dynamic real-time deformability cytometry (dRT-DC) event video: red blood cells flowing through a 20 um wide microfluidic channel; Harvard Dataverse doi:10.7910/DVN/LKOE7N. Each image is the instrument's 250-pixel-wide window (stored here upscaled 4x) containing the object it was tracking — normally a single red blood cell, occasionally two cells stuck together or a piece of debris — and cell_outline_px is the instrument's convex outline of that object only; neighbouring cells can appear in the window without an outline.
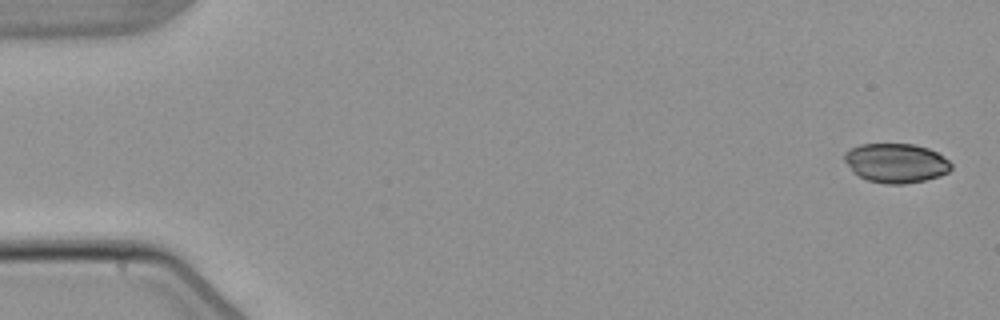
{"species": "common noctule bat (a hibernating species)", "species_latin": "Nyctalus noctula", "temperature_condition": "warm", "stored_images_in_passage": 5, "camera_frame_rate_fps": 3000, "um_per_image_px": 0.085, "animal": {"sex": "male", "body_mass_g": 21.5, "forearm_length_mm": 52.0}, "frame": {"image": 1, "passage_image": 1, "time_ms": 0.0, "image_size_px": [1000, 320], "cell_outline_px": [[952, 168], [948, 172], [940, 176], [924, 180], [904, 184], [888, 184], [868, 180], [852, 172], [844, 160], [844, 152], [860, 144], [912, 144], [928, 148], [936, 152], [948, 160], [952, 164]], "centroid_in_image_um": [76.15, 13.86], "position_along_channel_um": 8.8, "area_um2": 24.39}}
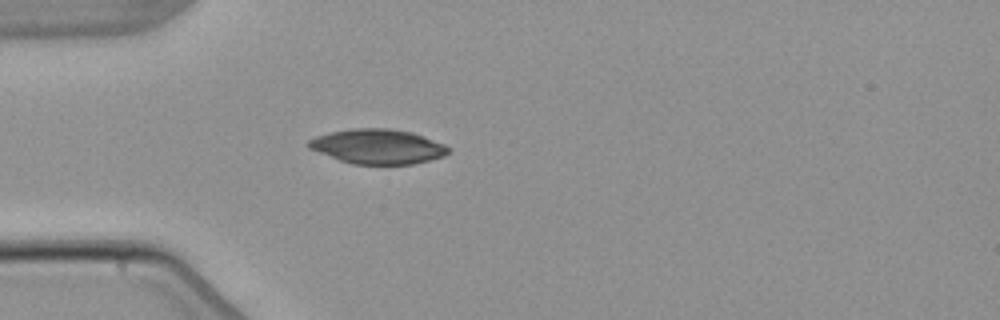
{"frame": {"image": 2, "passage_image": 5, "time_ms": 4.667, "image_size_px": [1000, 320], "cell_outline_px": [[452, 148], [444, 156], [412, 164], [352, 164], [340, 160], [308, 148], [304, 144], [308, 140], [316, 136], [328, 132], [352, 128], [388, 128], [412, 132], [424, 136], [444, 144]], "centroid_in_image_um": [32.08, 12.44], "position_along_channel_um": 52.9, "area_um2": 28.38}}